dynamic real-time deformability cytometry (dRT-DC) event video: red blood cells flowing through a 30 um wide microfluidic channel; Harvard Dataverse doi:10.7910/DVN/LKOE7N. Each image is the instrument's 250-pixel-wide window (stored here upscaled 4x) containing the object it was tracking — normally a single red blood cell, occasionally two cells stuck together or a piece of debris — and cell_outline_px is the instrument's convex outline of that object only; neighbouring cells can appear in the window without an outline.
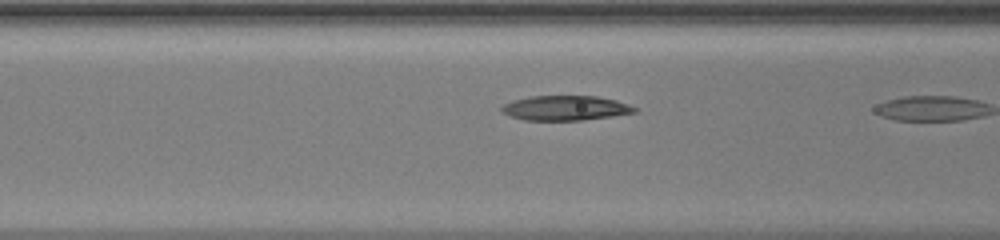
{"species": "common noctule bat (a hibernating species)", "species_latin": "Nyctalus noctula", "temperature_condition": "warm", "stored_images_in_passage": 7, "camera_frame_rate_fps": 3000, "um_per_image_px": 0.085, "animal": {"sex": "female", "body_mass_g": 20.0, "forearm_length_mm": 54.0}, "frame": {"image": 1, "passage_image": 6, "time_ms": 1.667, "image_size_px": [1000, 240], "cell_outline_px": [[636, 112], [612, 116], [584, 120], [524, 120], [508, 116], [500, 108], [504, 104], [512, 100], [532, 96], [596, 96], [616, 100], [636, 108]], "centroid_in_image_um": [48.02, 9.18], "position_along_channel_um": 118.6, "area_um2": 19.07}}